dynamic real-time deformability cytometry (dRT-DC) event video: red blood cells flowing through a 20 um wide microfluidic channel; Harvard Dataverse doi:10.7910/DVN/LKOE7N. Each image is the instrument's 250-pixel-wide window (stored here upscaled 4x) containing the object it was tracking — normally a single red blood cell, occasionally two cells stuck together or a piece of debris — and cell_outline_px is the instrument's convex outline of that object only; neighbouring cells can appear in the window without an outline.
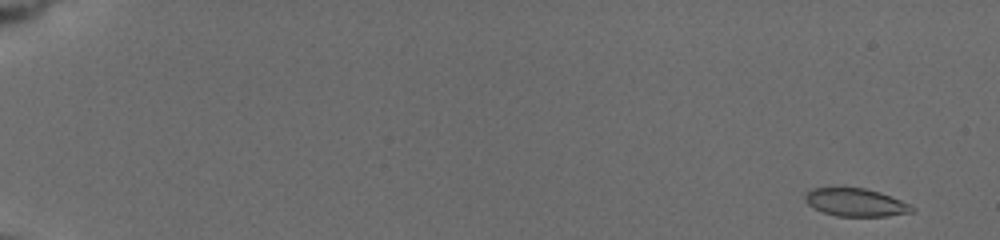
{"species": "common noctule bat (a hibernating species)", "species_latin": "Nyctalus noctula", "temperature_condition": "cold", "stored_images_in_passage": 41, "camera_frame_rate_fps": 3000, "um_per_image_px": 0.085, "animal": {"sex": "female", "body_mass_g": 19.5, "forearm_length_mm": 54.1}, "frame": {"image": 1, "passage_image": 1, "time_ms": 0.0, "image_size_px": [1000, 240], "cell_outline_px": [[916, 208], [912, 212], [884, 216], [836, 216], [824, 212], [808, 204], [804, 200], [804, 192], [812, 188], [864, 188], [880, 192], [912, 204]], "centroid_in_image_um": [72.74, 17.2], "position_along_channel_um": 12.3, "area_um2": 17.4}}
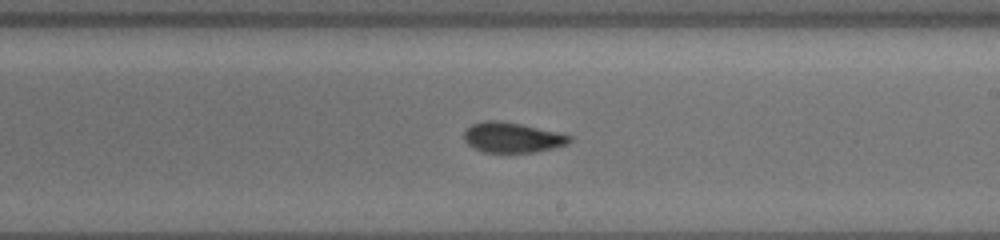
{"frame": {"image": 2, "passage_image": 28, "time_ms": 11.0, "image_size_px": [1000, 240], "cell_outline_px": [[572, 140], [568, 144], [536, 152], [484, 152], [472, 148], [464, 140], [464, 132], [472, 124], [484, 120], [504, 120], [556, 132], [572, 136]], "centroid_in_image_um": [43.52, 11.68], "position_along_channel_um": 245.5, "area_um2": 18.61}}
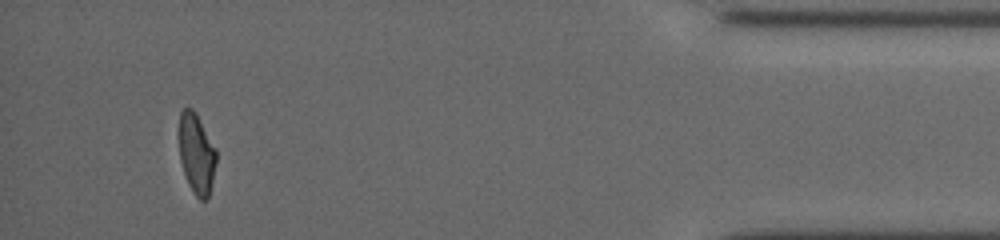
{"frame": {"image": 3, "passage_image": 40, "time_ms": 17.0, "image_size_px": [1000, 240], "cell_outline_px": [[216, 164], [208, 200], [200, 200], [192, 192], [188, 184], [180, 160], [180, 112], [184, 108], [192, 108], [196, 112], [216, 148]], "centroid_in_image_um": [16.72, 13.09], "position_along_channel_um": 418.5, "area_um2": 17.4}}